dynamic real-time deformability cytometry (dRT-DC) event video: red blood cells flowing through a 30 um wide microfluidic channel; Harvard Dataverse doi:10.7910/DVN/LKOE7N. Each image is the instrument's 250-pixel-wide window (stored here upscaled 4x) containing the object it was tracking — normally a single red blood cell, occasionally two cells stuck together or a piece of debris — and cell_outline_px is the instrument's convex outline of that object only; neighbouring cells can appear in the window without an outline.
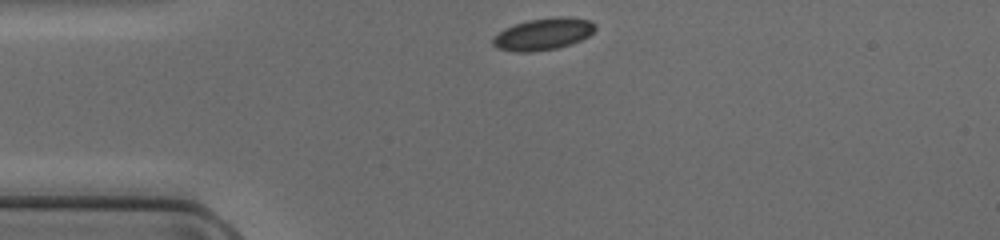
{"species": "common noctule bat (a hibernating species)", "species_latin": "Nyctalus noctula", "temperature_condition": "cold", "stored_images_in_passage": 38, "camera_frame_rate_fps": 3000, "um_per_image_px": 0.085, "animal": {"sex": "female", "body_mass_g": 17.0, "forearm_length_mm": 48.0}, "frame": {"image": 1, "passage_image": 1, "time_ms": 0.0, "image_size_px": [1000, 240], "cell_outline_px": [[596, 28], [588, 36], [572, 44], [556, 48], [532, 52], [516, 52], [496, 48], [492, 44], [492, 36], [504, 28], [528, 20], [556, 16], [564, 16], [588, 20], [596, 24]], "centroid_in_image_um": [46.14, 2.9], "position_along_channel_um": 38.9, "area_um2": 19.13}}
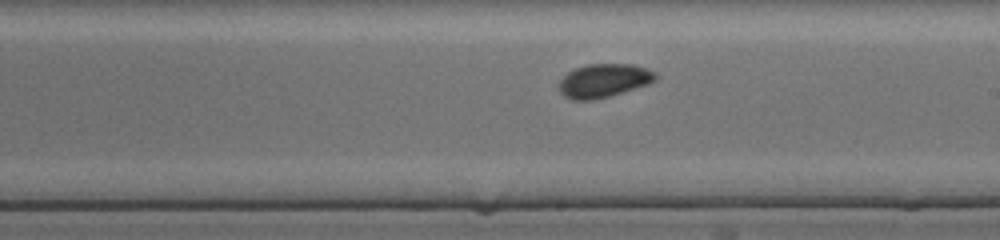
{"frame": {"image": 2, "passage_image": 17, "time_ms": 5.333, "image_size_px": [1000, 240], "cell_outline_px": [[656, 80], [648, 84], [608, 96], [592, 100], [572, 100], [564, 96], [560, 92], [560, 80], [568, 72], [576, 68], [588, 64], [632, 64], [656, 72]], "centroid_in_image_um": [51.31, 6.85], "position_along_channel_um": 237.7, "area_um2": 18.61}}
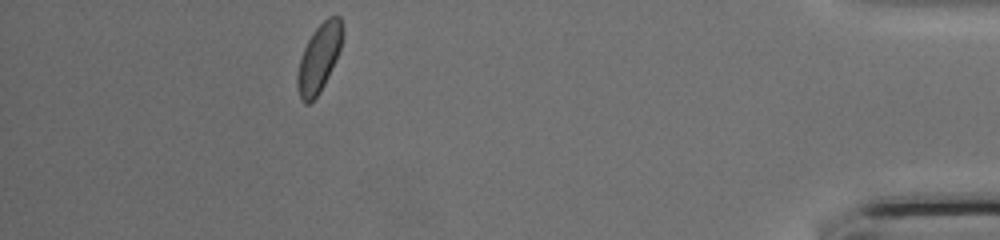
{"frame": {"image": 3, "passage_image": 33, "time_ms": 10.667, "image_size_px": [1000, 240], "cell_outline_px": [[344, 32], [340, 48], [328, 76], [320, 92], [308, 104], [304, 104], [300, 100], [296, 84], [296, 76], [300, 60], [304, 48], [308, 40], [316, 28], [328, 16], [340, 16], [344, 28]], "centroid_in_image_um": [27.11, 4.93], "position_along_channel_um": 408.1, "area_um2": 17.8}}